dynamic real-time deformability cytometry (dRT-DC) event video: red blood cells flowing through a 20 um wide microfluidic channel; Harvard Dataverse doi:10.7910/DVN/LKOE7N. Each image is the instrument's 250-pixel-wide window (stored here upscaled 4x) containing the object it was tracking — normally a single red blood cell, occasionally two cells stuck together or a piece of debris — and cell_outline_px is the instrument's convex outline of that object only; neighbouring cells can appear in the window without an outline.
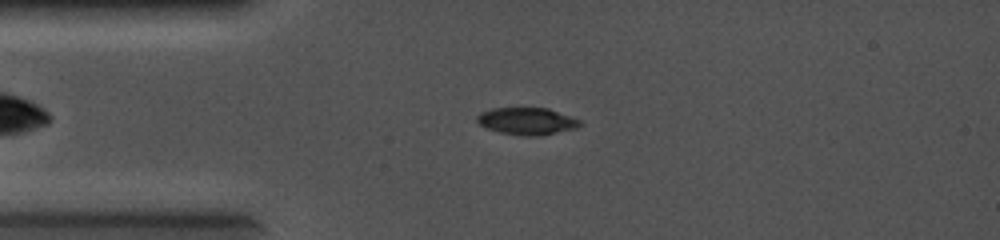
{"species": "common noctule bat (a hibernating species)", "species_latin": "Nyctalus noctula", "temperature_condition": "cold", "stored_images_in_passage": 19, "camera_frame_rate_fps": 5000, "um_per_image_px": 0.085, "animal": {"sex": "female", "body_mass_g": 19.0, "forearm_length_mm": 56.7}, "frame": {"image": 1, "passage_image": 14, "time_ms": 2.6, "image_size_px": [1000, 240], "cell_outline_px": [[580, 124], [576, 128], [540, 136], [524, 136], [500, 132], [488, 128], [480, 124], [476, 120], [476, 116], [480, 112], [492, 108], [548, 108], [580, 120]], "centroid_in_image_um": [44.76, 10.29], "position_along_channel_um": 40.2, "area_um2": 16.13}}